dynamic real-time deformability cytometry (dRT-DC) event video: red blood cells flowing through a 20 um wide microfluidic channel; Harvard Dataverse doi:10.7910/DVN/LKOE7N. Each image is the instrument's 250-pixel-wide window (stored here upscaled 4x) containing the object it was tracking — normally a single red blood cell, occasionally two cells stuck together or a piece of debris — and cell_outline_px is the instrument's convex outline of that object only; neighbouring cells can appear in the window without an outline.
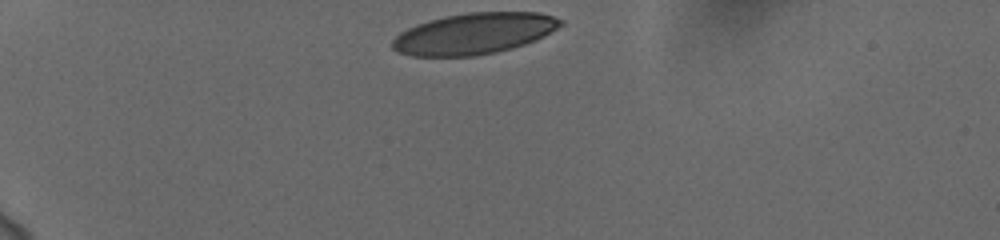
{"species": "human", "species_latin": "Homo sapiens", "temperature_condition": "cold", "stored_images_in_passage": 35, "camera_frame_rate_fps": 3000, "um_per_image_px": 0.085, "donor": {"sex": "female"}, "frame": {"image": 1, "passage_image": 1, "time_ms": 0.0, "image_size_px": [1000, 240], "cell_outline_px": [[564, 24], [544, 36], [536, 40], [512, 48], [496, 52], [476, 56], [412, 56], [396, 52], [392, 48], [392, 40], [400, 32], [416, 24], [428, 20], [444, 16], [468, 12], [540, 12], [564, 20]], "centroid_in_image_um": [40.29, 2.85], "position_along_channel_um": 44.7, "area_um2": 40.58}}
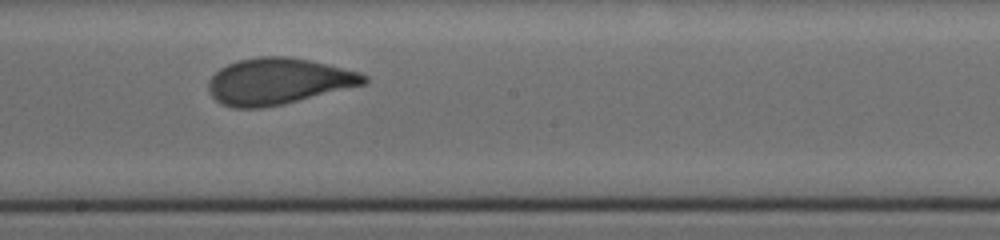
{"frame": {"image": 2, "passage_image": 20, "time_ms": 6.333, "image_size_px": [1000, 240], "cell_outline_px": [[368, 80], [364, 84], [264, 108], [232, 108], [220, 104], [212, 96], [208, 88], [208, 80], [220, 68], [228, 64], [240, 60], [260, 56], [288, 56], [328, 64], [360, 72], [368, 76]], "centroid_in_image_um": [23.62, 6.91], "position_along_channel_um": 224.6, "area_um2": 41.67}}
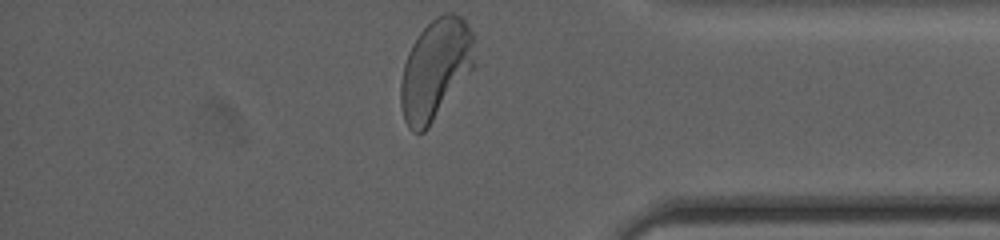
{"frame": {"image": 3, "passage_image": 35, "time_ms": 11.333, "image_size_px": [1000, 240], "cell_outline_px": [[476, 64], [428, 128], [424, 132], [412, 132], [408, 128], [404, 120], [400, 104], [400, 84], [404, 64], [408, 52], [412, 44], [420, 32], [436, 16], [444, 12], [452, 12], [460, 16], [464, 20], [472, 32]], "centroid_in_image_um": [37.0, 5.89], "position_along_channel_um": 398.2, "area_um2": 43.18}, "authors_computed_cell_mechanics": {"area_um2": 41.8472, "velocity_mm_per_s": 3.7209, "shape_relaxation_time_tau1_ms": 4.2425, "shape_relaxation_time_tau2_ms": 0.7698, "deformation_change_tau1": 0.1641, "deformation_change_tau2": 0.0701}}